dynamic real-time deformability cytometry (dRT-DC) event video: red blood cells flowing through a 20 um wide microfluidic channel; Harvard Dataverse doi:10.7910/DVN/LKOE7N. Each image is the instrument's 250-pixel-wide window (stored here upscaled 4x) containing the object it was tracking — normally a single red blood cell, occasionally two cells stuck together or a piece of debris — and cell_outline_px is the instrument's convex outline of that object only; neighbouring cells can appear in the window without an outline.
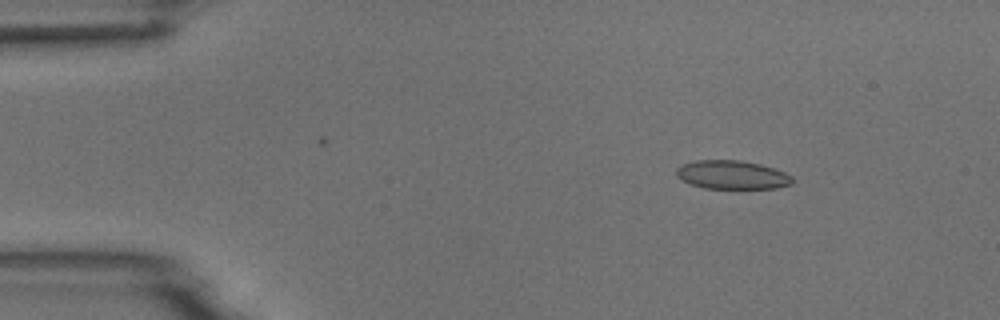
{"species": "common noctule bat (a hibernating species)", "species_latin": "Nyctalus noctula", "temperature_condition": "room temperature", "stored_images_in_passage": 5, "camera_frame_rate_fps": 3000, "um_per_image_px": 0.085, "animal": {"sex": "male", "body_mass_g": 18.8}, "frame": {"image": 1, "passage_image": 2, "time_ms": 1.333, "image_size_px": [1000, 320], "cell_outline_px": [[792, 184], [776, 188], [704, 188], [688, 184], [676, 176], [676, 168], [680, 164], [696, 160], [740, 160], [760, 164], [784, 172], [792, 176]], "centroid_in_image_um": [62.17, 14.86], "position_along_channel_um": 22.8, "area_um2": 19.42}}
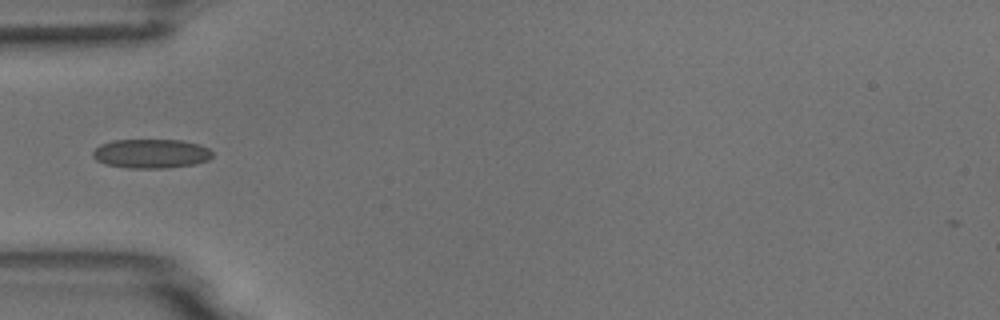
{"frame": {"image": 2, "passage_image": 5, "time_ms": 4.667, "image_size_px": [1000, 320], "cell_outline_px": [[212, 156], [208, 160], [196, 164], [168, 168], [128, 168], [104, 164], [96, 160], [92, 156], [92, 152], [100, 144], [112, 140], [180, 140], [200, 144], [208, 148], [212, 152]], "centroid_in_image_um": [12.83, 13.06], "position_along_channel_um": 72.2, "area_um2": 20.52}}